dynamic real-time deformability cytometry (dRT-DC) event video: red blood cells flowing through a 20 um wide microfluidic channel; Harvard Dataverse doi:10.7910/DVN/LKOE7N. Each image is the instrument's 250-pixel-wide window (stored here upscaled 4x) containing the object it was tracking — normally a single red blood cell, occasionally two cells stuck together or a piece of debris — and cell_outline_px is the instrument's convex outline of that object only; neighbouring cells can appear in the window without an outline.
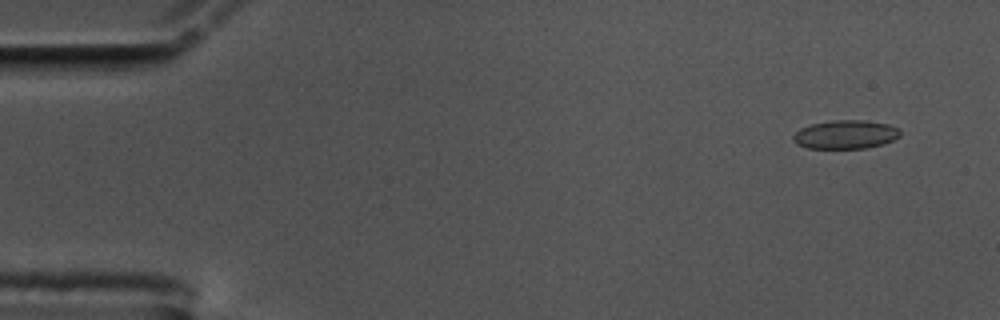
{"species": "common noctule bat (a hibernating species)", "species_latin": "Nyctalus noctula", "temperature_condition": "cold", "stored_images_in_passage": 57, "camera_frame_rate_fps": 3000, "um_per_image_px": 0.085, "animal": {"sex": "male", "body_mass_g": 17.5, "forearm_length_mm": 52.3}, "frame": {"image": 1, "passage_image": 4, "time_ms": 1.0, "image_size_px": [1000, 320], "cell_outline_px": [[900, 136], [884, 144], [868, 148], [808, 148], [796, 144], [792, 140], [792, 136], [800, 128], [812, 124], [832, 120], [864, 120], [888, 124], [900, 128]], "centroid_in_image_um": [71.88, 11.43], "position_along_channel_um": 13.1, "area_um2": 17.98}}
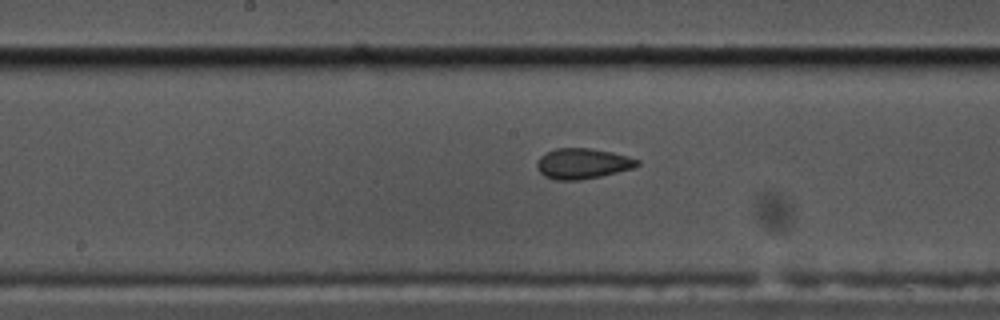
{"frame": {"image": 2, "passage_image": 29, "time_ms": 9.333, "image_size_px": [1000, 320], "cell_outline_px": [[640, 164], [632, 168], [600, 176], [580, 180], [552, 180], [544, 176], [536, 168], [536, 164], [540, 156], [556, 148], [588, 148], [612, 152], [628, 156], [640, 160]], "centroid_in_image_um": [49.5, 13.91], "position_along_channel_um": 198.7, "area_um2": 17.8}}
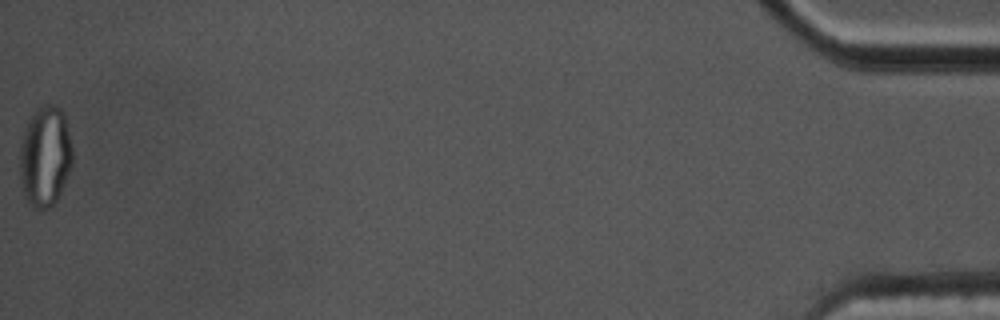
{"frame": {"image": 3, "passage_image": 57, "time_ms": 18.667, "image_size_px": [1000, 320], "cell_outline_px": [[72, 164], [64, 184], [56, 200], [48, 208], [36, 208], [28, 204], [24, 200], [20, 184], [20, 144], [24, 128], [28, 120], [36, 108], [44, 104], [56, 104], [64, 112], [72, 148]], "centroid_in_image_um": [3.81, 13.27], "position_along_channel_um": 431.4, "area_um2": 31.27}, "authors_computed_cell_mechanics": {"area_um2": 17.9758, "velocity_mm_per_s": 3.5571, "shape_relaxation_time_tau1_ms": 5.2955, "shape_relaxation_time_tau2_ms": 1.5767, "deformation_change_tau1": 0.1365, "deformation_change_tau2": 0.0749}}